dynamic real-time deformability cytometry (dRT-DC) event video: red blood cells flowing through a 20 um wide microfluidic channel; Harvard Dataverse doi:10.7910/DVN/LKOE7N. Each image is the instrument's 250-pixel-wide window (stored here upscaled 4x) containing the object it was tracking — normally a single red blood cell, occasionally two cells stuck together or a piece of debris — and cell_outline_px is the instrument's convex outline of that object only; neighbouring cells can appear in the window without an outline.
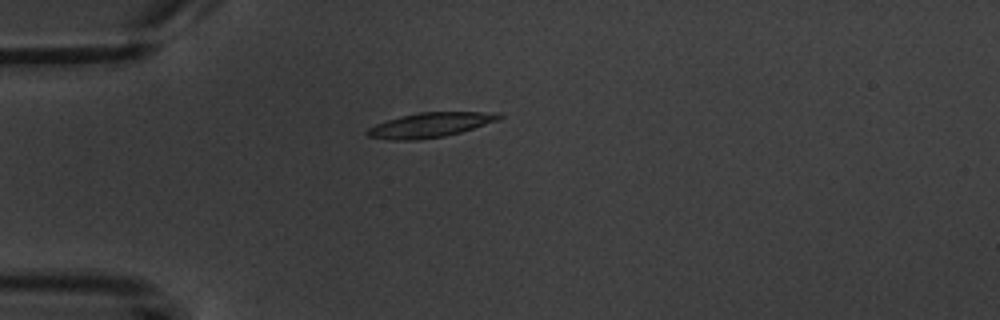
{"species": "common noctule bat (a hibernating species)", "species_latin": "Nyctalus noctula", "temperature_condition": "warm", "stored_images_in_passage": 10, "camera_frame_rate_fps": 3000, "um_per_image_px": 0.085, "animal": {"sex": "male", "body_mass_g": 20.1, "forearm_length_mm": 53.5}, "frame": {"image": 1, "passage_image": 4, "time_ms": 3.667, "image_size_px": [1000, 320], "cell_outline_px": [[504, 116], [500, 120], [460, 132], [444, 136], [416, 140], [388, 140], [368, 136], [364, 132], [368, 128], [376, 124], [400, 116], [420, 112], [500, 112]], "centroid_in_image_um": [36.58, 10.62], "position_along_channel_um": 48.4, "area_um2": 19.02}}
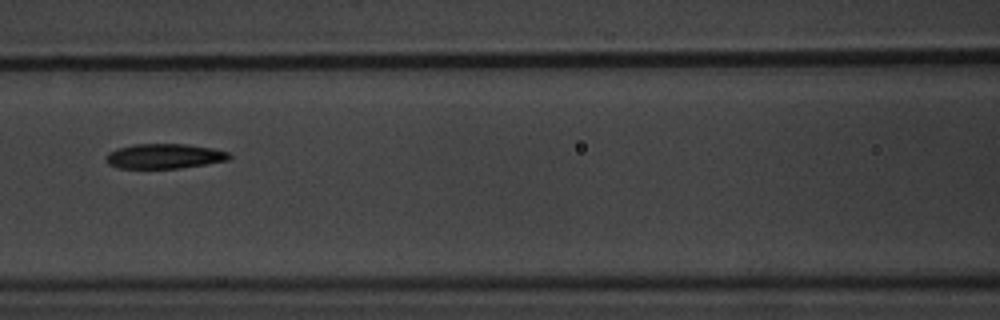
{"frame": {"image": 2, "passage_image": 7, "time_ms": 7.0, "image_size_px": [1000, 320], "cell_outline_px": [[232, 156], [228, 160], [180, 168], [116, 168], [108, 164], [104, 160], [104, 156], [108, 152], [116, 148], [132, 144], [184, 144], [212, 148], [228, 152]], "centroid_in_image_um": [13.89, 13.27], "position_along_channel_um": 152.7, "area_um2": 17.98}}
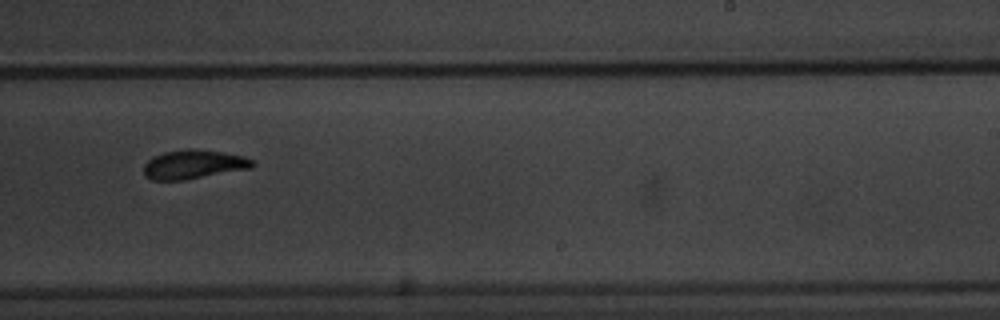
{"frame": {"image": 3, "passage_image": 10, "time_ms": 10.333, "image_size_px": [1000, 320], "cell_outline_px": [[256, 164], [252, 168], [184, 180], [152, 180], [144, 176], [144, 164], [152, 156], [164, 152], [188, 148], [192, 148], [220, 152], [244, 156], [252, 160]], "centroid_in_image_um": [16.43, 13.97], "position_along_channel_um": 272.6, "area_um2": 18.44}}